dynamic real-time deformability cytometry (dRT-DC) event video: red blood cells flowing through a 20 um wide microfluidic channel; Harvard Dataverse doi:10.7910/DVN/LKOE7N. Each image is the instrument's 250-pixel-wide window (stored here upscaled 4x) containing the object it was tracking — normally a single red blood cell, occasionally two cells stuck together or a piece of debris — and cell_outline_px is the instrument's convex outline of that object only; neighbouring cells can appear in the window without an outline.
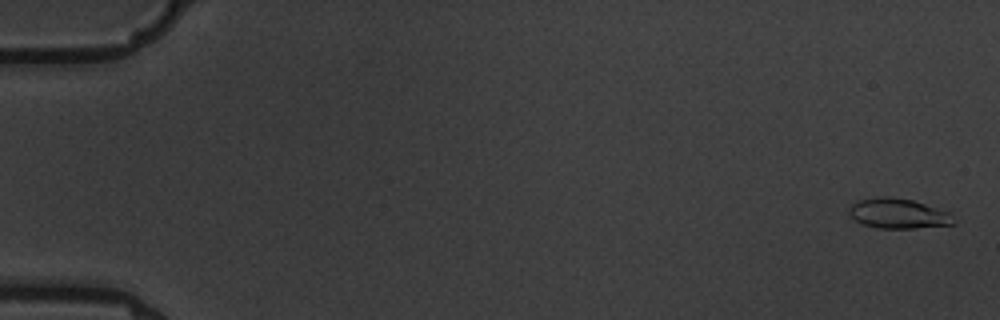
{"species": "common noctule bat (a hibernating species)", "species_latin": "Nyctalus noctula", "temperature_condition": "warm", "stored_images_in_passage": 6, "camera_frame_rate_fps": 3000, "um_per_image_px": 0.085, "animal": {"sex": "male", "body_mass_g": 19.5, "forearm_length_mm": 54.6}, "frame": {"image": 1, "passage_image": 1, "time_ms": 0.0, "image_size_px": [1000, 320], "cell_outline_px": [[956, 224], [916, 228], [876, 228], [864, 224], [856, 220], [848, 212], [848, 208], [852, 204], [860, 200], [880, 196], [888, 196], [912, 200], [948, 212], [956, 220]], "centroid_in_image_um": [76.35, 18.15], "position_along_channel_um": 8.6, "area_um2": 18.15}}
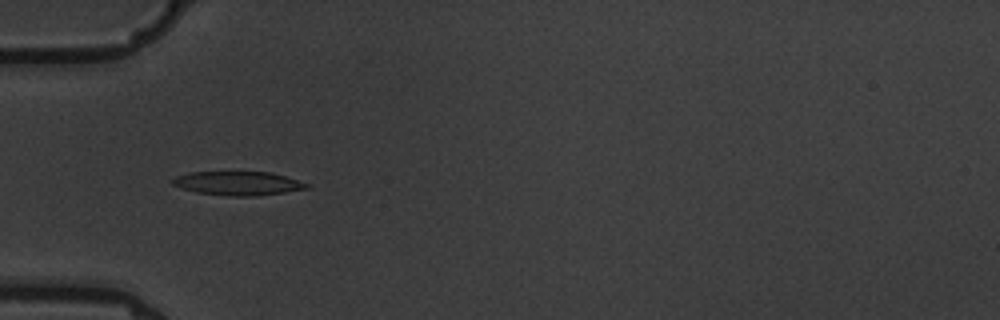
{"frame": {"image": 2, "passage_image": 6, "time_ms": 6.0, "image_size_px": [1000, 320], "cell_outline_px": [[312, 188], [256, 196], [228, 196], [196, 192], [172, 184], [172, 180], [176, 176], [188, 172], [272, 172], [312, 184]], "centroid_in_image_um": [20.3, 15.58], "position_along_channel_um": 64.7, "area_um2": 18.73}}